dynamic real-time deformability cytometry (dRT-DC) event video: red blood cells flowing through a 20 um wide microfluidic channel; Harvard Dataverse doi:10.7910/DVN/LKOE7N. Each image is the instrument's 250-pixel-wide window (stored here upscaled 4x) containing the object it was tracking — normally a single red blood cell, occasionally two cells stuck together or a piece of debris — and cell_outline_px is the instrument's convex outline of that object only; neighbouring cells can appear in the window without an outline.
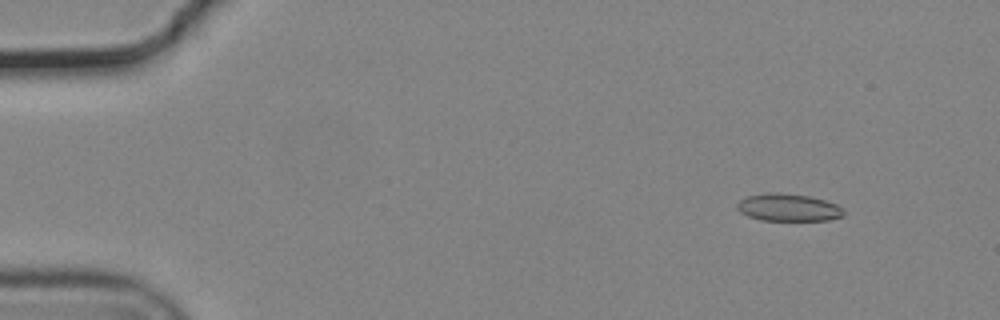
{"species": "common noctule bat (a hibernating species)", "species_latin": "Nyctalus noctula", "temperature_condition": "cold", "stored_images_in_passage": 55, "camera_frame_rate_fps": 3000, "um_per_image_px": 0.085, "animal": {"sex": "male", "body_mass_g": 19.2, "forearm_length_mm": 51.8}, "frame": {"image": 1, "passage_image": 6, "time_ms": 1.667, "image_size_px": [1000, 320], "cell_outline_px": [[844, 216], [828, 220], [760, 220], [748, 216], [740, 212], [736, 208], [736, 204], [740, 200], [748, 196], [768, 192], [780, 192], [808, 196], [824, 200], [836, 204], [844, 208]], "centroid_in_image_um": [67.0, 17.63], "position_along_channel_um": 18.0, "area_um2": 17.11}}
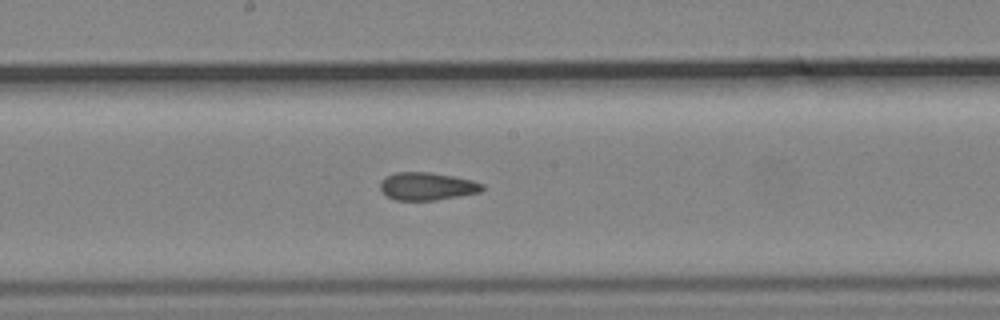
{"frame": {"image": 2, "passage_image": 30, "time_ms": 9.667, "image_size_px": [1000, 320], "cell_outline_px": [[484, 188], [480, 192], [432, 200], [396, 200], [388, 196], [380, 188], [380, 180], [384, 176], [396, 172], [428, 172], [452, 176], [472, 180], [484, 184]], "centroid_in_image_um": [36.27, 15.82], "position_along_channel_um": 211.9, "area_um2": 16.36}}
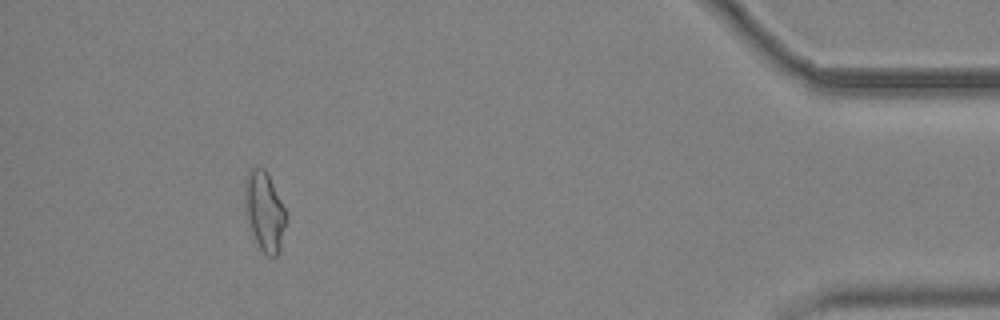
{"frame": {"image": 3, "passage_image": 51, "time_ms": 16.667, "image_size_px": [1000, 320], "cell_outline_px": [[284, 228], [280, 248], [276, 256], [268, 256], [260, 248], [252, 232], [244, 212], [244, 176], [252, 168], [264, 168], [284, 208]], "centroid_in_image_um": [22.42, 17.93], "position_along_channel_um": 412.8, "area_um2": 18.55}, "authors_computed_cell_mechanics": {"area_um2": 17.2244, "velocity_mm_per_s": 3.7269, "shape_relaxation_time_tau1_ms": null, "shape_relaxation_time_tau2_ms": 3.02, "deformation_change_tau1": null, "deformation_change_tau2": 0.0855}}